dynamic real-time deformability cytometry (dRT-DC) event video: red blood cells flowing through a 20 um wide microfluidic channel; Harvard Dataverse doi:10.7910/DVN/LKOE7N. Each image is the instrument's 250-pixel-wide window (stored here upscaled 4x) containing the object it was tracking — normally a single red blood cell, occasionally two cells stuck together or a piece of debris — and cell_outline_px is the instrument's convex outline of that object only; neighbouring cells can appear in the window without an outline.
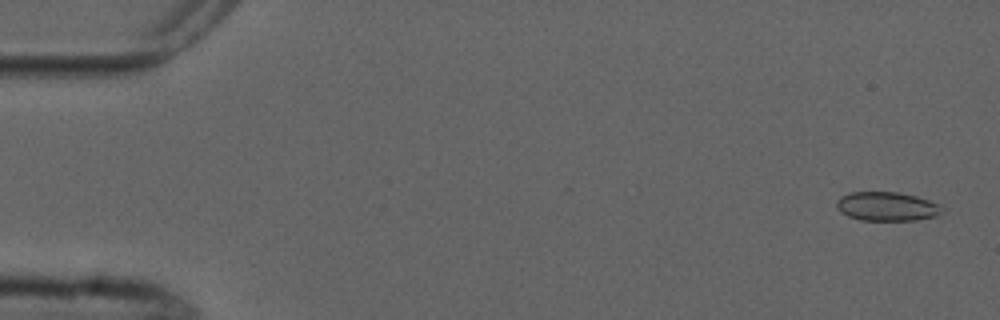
{"species": "common noctule bat (a hibernating species)", "species_latin": "Nyctalus noctula", "temperature_condition": "cold", "stored_images_in_passage": 5, "camera_frame_rate_fps": 3000, "um_per_image_px": 0.085, "animal": {"sex": "male", "forearm_length_mm": 52.5}, "frame": {"image": 1, "passage_image": 1, "time_ms": 0.0, "image_size_px": [1000, 320], "cell_outline_px": [[944, 212], [936, 216], [916, 220], [860, 220], [848, 216], [840, 212], [836, 208], [836, 200], [840, 196], [848, 192], [900, 192], [916, 196], [940, 204], [944, 208]], "centroid_in_image_um": [75.38, 17.54], "position_along_channel_um": 9.6, "area_um2": 18.09}}
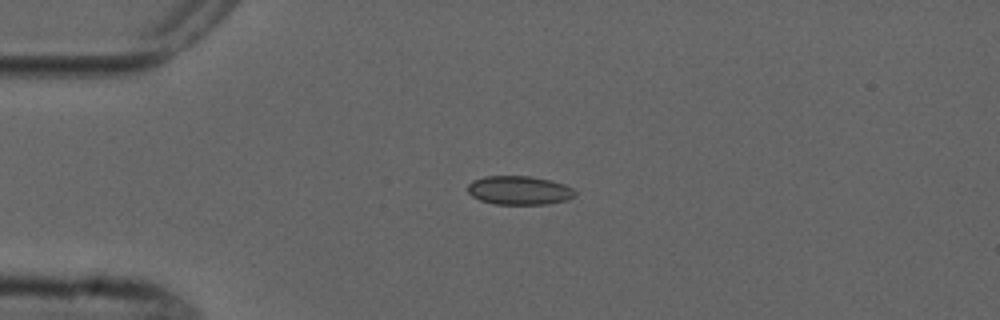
{"frame": {"image": 2, "passage_image": 4, "time_ms": 3.667, "image_size_px": [1000, 320], "cell_outline_px": [[576, 196], [568, 200], [548, 204], [492, 204], [480, 200], [472, 196], [468, 192], [468, 184], [472, 180], [484, 176], [532, 176], [552, 180], [564, 184], [572, 188], [576, 192]], "centroid_in_image_um": [44.15, 16.18], "position_along_channel_um": 40.9, "area_um2": 18.26}}